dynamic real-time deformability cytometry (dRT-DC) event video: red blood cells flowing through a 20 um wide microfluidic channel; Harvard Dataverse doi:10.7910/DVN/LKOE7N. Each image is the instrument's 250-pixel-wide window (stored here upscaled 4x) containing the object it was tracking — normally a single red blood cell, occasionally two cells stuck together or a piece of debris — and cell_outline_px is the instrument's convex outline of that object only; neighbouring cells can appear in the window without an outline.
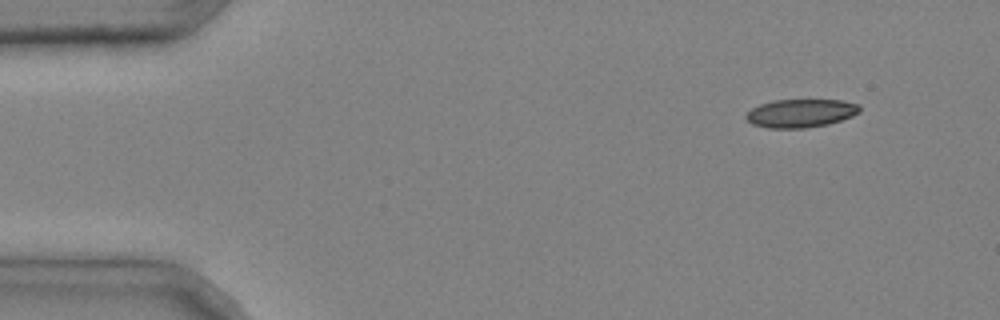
{"species": "common noctule bat (a hibernating species)", "species_latin": "Nyctalus noctula", "temperature_condition": "cold", "stored_images_in_passage": 3, "camera_frame_rate_fps": 3000, "um_per_image_px": 0.085, "animal": {"sex": "male", "body_mass_g": 20.4}, "frame": {"image": 1, "passage_image": 1, "time_ms": 0.0, "image_size_px": [1000, 320], "cell_outline_px": [[860, 112], [852, 116], [828, 124], [804, 128], [768, 128], [752, 124], [744, 116], [752, 108], [760, 104], [776, 100], [840, 100], [860, 104]], "centroid_in_image_um": [68.07, 9.62], "position_along_channel_um": 16.9, "area_um2": 18.67}}